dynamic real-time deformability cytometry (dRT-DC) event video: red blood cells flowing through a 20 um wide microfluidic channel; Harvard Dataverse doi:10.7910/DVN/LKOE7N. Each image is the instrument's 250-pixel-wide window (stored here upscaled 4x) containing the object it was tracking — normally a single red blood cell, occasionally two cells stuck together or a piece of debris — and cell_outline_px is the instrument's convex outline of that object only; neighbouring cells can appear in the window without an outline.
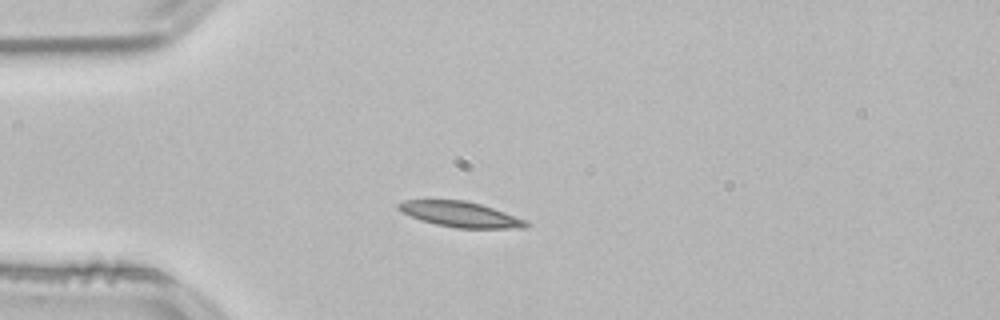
{"species": "common noctule bat (a hibernating species)", "species_latin": "Nyctalus noctula", "temperature_condition": "room temperature", "stored_images_in_passage": 41, "camera_frame_rate_fps": 3000, "um_per_image_px": 0.085, "animal": {"sex": "male", "body_mass_g": 21.5, "forearm_length_mm": 52.0}, "frame": {"image": 1, "passage_image": 1, "time_ms": 0.0, "image_size_px": [1000, 320], "cell_outline_px": [[532, 224], [528, 228], [456, 228], [436, 224], [420, 220], [396, 208], [396, 204], [404, 200], [464, 200], [480, 204], [504, 212], [524, 220]], "centroid_in_image_um": [39.13, 18.22], "position_along_channel_um": 45.9, "area_um2": 18.73}}
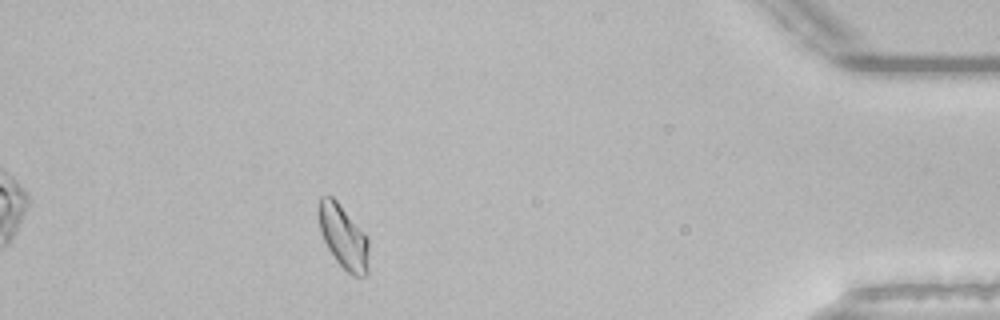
{"frame": {"image": 2, "passage_image": 35, "time_ms": 11.333, "image_size_px": [1000, 320], "cell_outline_px": [[368, 276], [352, 276], [336, 260], [328, 248], [320, 232], [316, 212], [320, 196], [332, 196], [336, 200], [368, 240]], "centroid_in_image_um": [29.14, 20.14], "position_along_channel_um": 406.1, "area_um2": 18.38}, "authors_computed_cell_mechanics": {"area_um2": 18.207, "velocity_mm_per_s": 3.7921, "shape_relaxation_time_tau1_ms": 6.5081, "shape_relaxation_time_tau2_ms": 10.9174, "deformation_change_tau1": 0.1308, "deformation_change_tau2": 0.132}}